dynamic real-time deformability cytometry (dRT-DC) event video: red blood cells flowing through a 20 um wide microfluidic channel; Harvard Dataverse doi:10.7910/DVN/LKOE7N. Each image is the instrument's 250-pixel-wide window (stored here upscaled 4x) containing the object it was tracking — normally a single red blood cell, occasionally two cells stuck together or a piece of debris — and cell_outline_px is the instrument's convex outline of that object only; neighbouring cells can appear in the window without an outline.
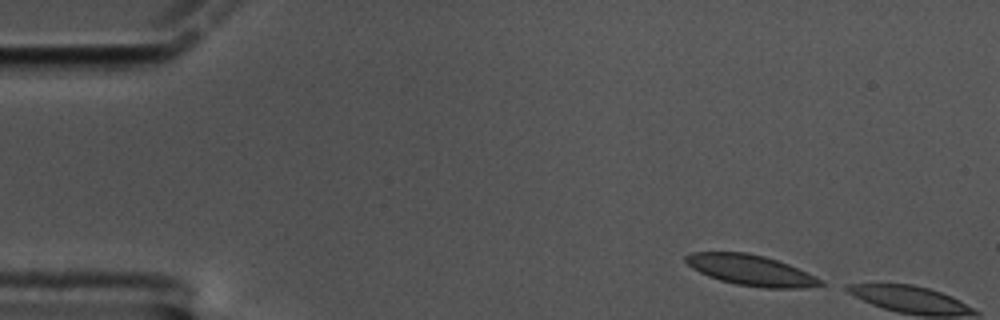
{"species": "common noctule bat (a hibernating species)", "species_latin": "Nyctalus noctula", "temperature_condition": "cold", "stored_images_in_passage": 4, "camera_frame_rate_fps": 3000, "um_per_image_px": 0.085, "animal": {"sex": "male", "body_mass_g": 17.5, "forearm_length_mm": 52.3}, "frame": {"image": 1, "passage_image": 1, "time_ms": 0.0, "image_size_px": [1000, 320], "cell_outline_px": [[824, 284], [808, 288], [764, 288], [736, 284], [720, 280], [708, 276], [692, 268], [684, 260], [684, 256], [692, 252], [748, 252], [764, 256], [788, 264], [816, 276]], "centroid_in_image_um": [63.81, 22.96], "position_along_channel_um": 21.2, "area_um2": 23.99}}